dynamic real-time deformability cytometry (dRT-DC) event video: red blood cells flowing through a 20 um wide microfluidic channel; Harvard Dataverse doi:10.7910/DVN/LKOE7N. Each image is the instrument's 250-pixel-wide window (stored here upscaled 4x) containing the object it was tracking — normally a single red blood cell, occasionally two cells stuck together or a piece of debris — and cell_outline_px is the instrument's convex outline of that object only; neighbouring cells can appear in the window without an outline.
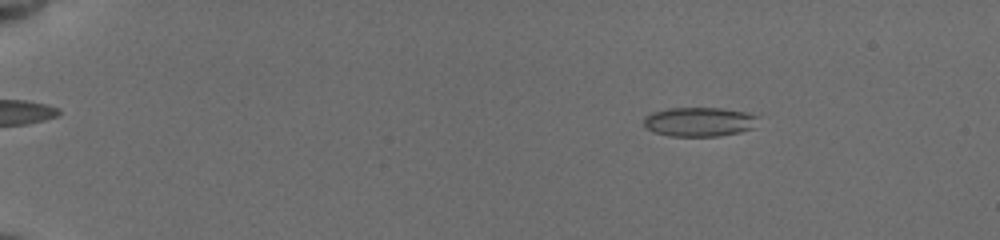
{"species": "common noctule bat (a hibernating species)", "species_latin": "Nyctalus noctula", "temperature_condition": "cold", "stored_images_in_passage": 99, "camera_frame_rate_fps": 3000, "um_per_image_px": 0.085, "animal": {"sex": "female", "body_mass_g": 19.5, "forearm_length_mm": 54.1}, "frame": {"image": 1, "passage_image": 13, "time_ms": 2.667, "image_size_px": [1000, 240], "cell_outline_px": [[756, 116], [752, 128], [740, 132], [716, 136], [672, 136], [656, 132], [648, 128], [644, 124], [644, 116], [652, 112], [668, 108], [724, 108], [748, 112]], "centroid_in_image_um": [59.41, 10.34], "position_along_channel_um": 25.6, "area_um2": 19.25}}
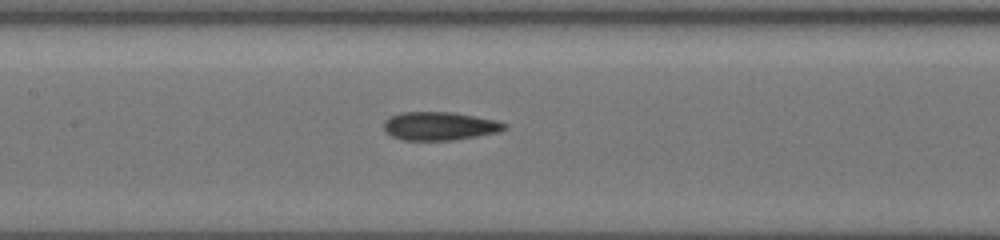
{"frame": {"image": 2, "passage_image": 50, "time_ms": 9.333, "image_size_px": [1000, 240], "cell_outline_px": [[508, 128], [500, 132], [452, 140], [400, 140], [392, 136], [384, 128], [384, 120], [388, 116], [400, 112], [452, 112], [476, 116], [496, 120], [508, 124]], "centroid_in_image_um": [37.38, 10.71], "position_along_channel_um": 170.0, "area_um2": 20.11}}
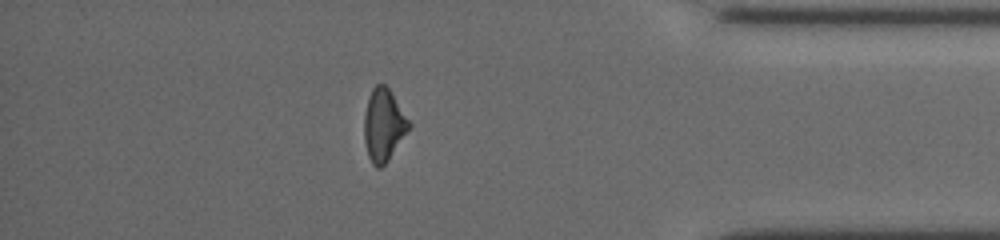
{"frame": {"image": 3, "passage_image": 87, "time_ms": 16.0, "image_size_px": [1000, 240], "cell_outline_px": [[412, 124], [388, 160], [380, 168], [376, 168], [372, 164], [368, 156], [364, 140], [364, 112], [368, 96], [372, 88], [376, 84], [384, 84], [388, 88]], "centroid_in_image_um": [32.58, 10.62], "position_along_channel_um": 402.6, "area_um2": 18.79}, "authors_computed_cell_mechanics": {"area_um2": 19.7098, "velocity_mm_per_s": 3.8487, "shape_relaxation_time_tau1_ms": null, "shape_relaxation_time_tau2_ms": 2.1981, "deformation_change_tau1": null, "deformation_change_tau2": 0.0821}}